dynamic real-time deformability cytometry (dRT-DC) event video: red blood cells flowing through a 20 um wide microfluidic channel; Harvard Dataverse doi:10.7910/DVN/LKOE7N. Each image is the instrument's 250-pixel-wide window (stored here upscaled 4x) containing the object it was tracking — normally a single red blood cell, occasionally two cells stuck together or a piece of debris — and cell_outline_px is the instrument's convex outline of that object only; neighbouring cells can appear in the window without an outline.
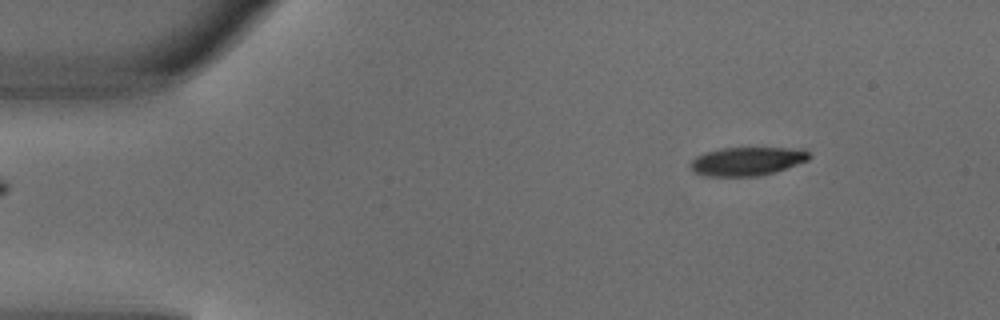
{"species": "common noctule bat (a hibernating species)", "species_latin": "Nyctalus noctula", "temperature_condition": "warm", "stored_images_in_passage": 5, "segment_of_instrument_passage": [2, 2], "camera_frame_rate_fps": 3000, "um_per_image_px": 0.085, "animal": {"sex": "male", "body_mass_g": 18.8}, "frame": {"image": 1, "passage_image": 5, "time_ms": 1.333, "image_size_px": [1000, 320], "cell_outline_px": [[812, 156], [808, 160], [760, 176], [704, 176], [692, 172], [688, 168], [692, 160], [696, 156], [720, 148], [804, 148]], "centroid_in_image_um": [63.47, 13.71], "position_along_channel_um": 21.5, "area_um2": 19.77}}